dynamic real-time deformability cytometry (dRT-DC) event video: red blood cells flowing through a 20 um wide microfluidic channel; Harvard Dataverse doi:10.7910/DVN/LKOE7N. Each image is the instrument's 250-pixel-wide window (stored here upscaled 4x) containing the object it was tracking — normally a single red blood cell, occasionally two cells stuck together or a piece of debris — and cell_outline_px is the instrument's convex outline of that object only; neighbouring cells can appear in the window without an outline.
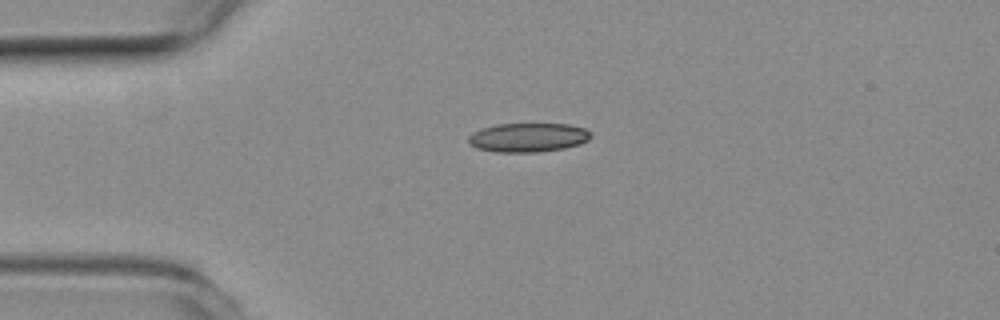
{"species": "common noctule bat (a hibernating species)", "species_latin": "Nyctalus noctula", "temperature_condition": "room temperature", "stored_images_in_passage": 32, "camera_frame_rate_fps": 3000, "um_per_image_px": 0.085, "animal": {"sex": "female", "body_mass_g": 19.3, "forearm_length_mm": 54.1}, "frame": {"image": 1, "passage_image": 1, "time_ms": 0.0, "image_size_px": [1000, 320], "cell_outline_px": [[592, 136], [588, 140], [580, 144], [564, 148], [536, 152], [496, 152], [476, 148], [468, 144], [468, 136], [472, 132], [496, 124], [568, 124], [584, 128]], "centroid_in_image_um": [44.85, 11.69], "position_along_channel_um": 40.1, "area_um2": 20.69}}
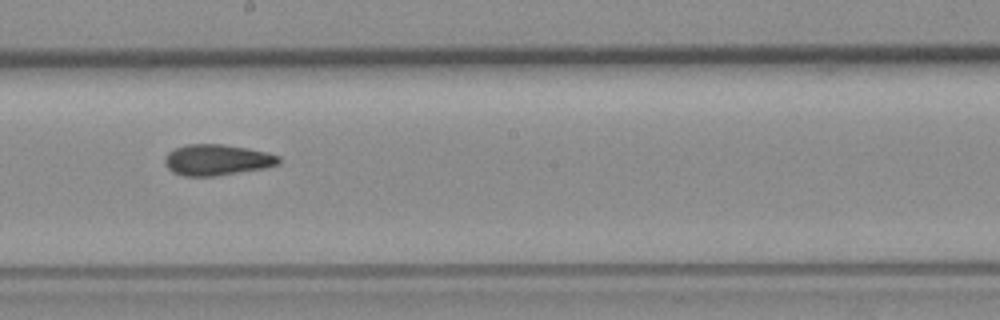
{"frame": {"image": 2, "passage_image": 18, "time_ms": 5.667, "image_size_px": [1000, 320], "cell_outline_px": [[280, 164], [264, 168], [216, 176], [184, 176], [172, 172], [168, 168], [164, 160], [164, 156], [168, 152], [176, 148], [188, 144], [220, 144], [268, 152], [280, 156]], "centroid_in_image_um": [18.44, 13.6], "position_along_channel_um": 229.8, "area_um2": 20.52}}
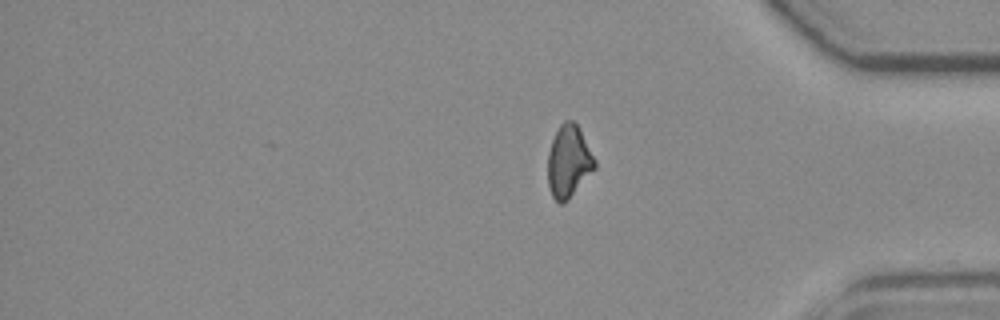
{"frame": {"image": 3, "passage_image": 32, "time_ms": 10.333, "image_size_px": [1000, 320], "cell_outline_px": [[596, 168], [568, 200], [564, 204], [560, 204], [552, 196], [548, 184], [548, 152], [552, 140], [560, 124], [564, 120], [572, 120], [580, 128], [596, 160]], "centroid_in_image_um": [48.35, 13.72], "position_along_channel_um": 386.9, "area_um2": 19.88}, "authors_computed_cell_mechanics": {"area_um2": 20.4901, "velocity_mm_per_s": 3.7908, "shape_relaxation_time_tau1_ms": null, "shape_relaxation_time_tau2_ms": 3.8627, "deformation_change_tau1": null, "deformation_change_tau2": 0.1061}}